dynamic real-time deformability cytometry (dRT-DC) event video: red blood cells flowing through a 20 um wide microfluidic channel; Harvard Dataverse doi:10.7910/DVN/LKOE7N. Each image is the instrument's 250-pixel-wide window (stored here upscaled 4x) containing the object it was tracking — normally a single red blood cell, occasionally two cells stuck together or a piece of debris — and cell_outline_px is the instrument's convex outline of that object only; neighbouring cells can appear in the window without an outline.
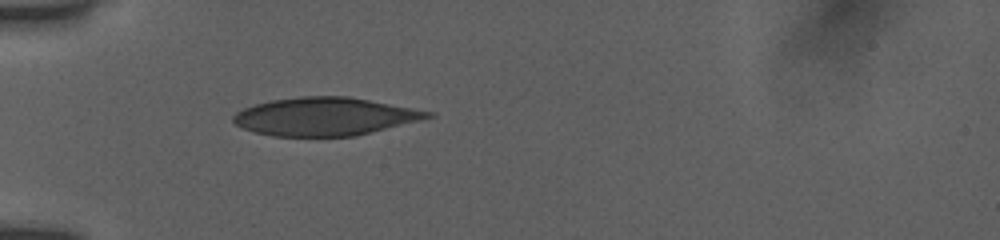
{"species": "human", "species_latin": "Homo sapiens", "temperature_condition": "room temperature", "stored_images_in_passage": 37, "camera_frame_rate_fps": 3000, "um_per_image_px": 0.085, "donor": {"sex": "female"}, "frame": {"image": 1, "passage_image": 1, "time_ms": 0.0, "image_size_px": [1000, 240], "cell_outline_px": [[432, 116], [352, 136], [276, 136], [256, 132], [244, 128], [236, 124], [232, 120], [232, 116], [244, 108], [256, 104], [272, 100], [300, 96], [348, 96], [432, 112]], "centroid_in_image_um": [27.52, 9.89], "position_along_channel_um": 57.5, "area_um2": 42.02}}
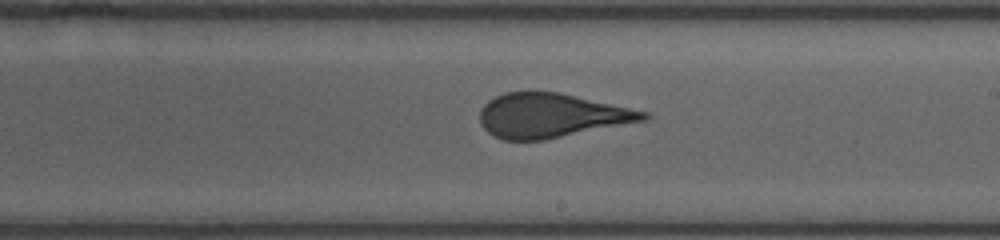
{"frame": {"image": 2, "passage_image": 16, "time_ms": 5.0, "image_size_px": [1000, 240], "cell_outline_px": [[648, 116], [644, 120], [544, 140], [504, 140], [488, 132], [480, 124], [480, 112], [484, 104], [488, 100], [504, 92], [560, 92], [648, 112]], "centroid_in_image_um": [46.81, 9.81], "position_along_channel_um": 242.2, "area_um2": 41.67}}
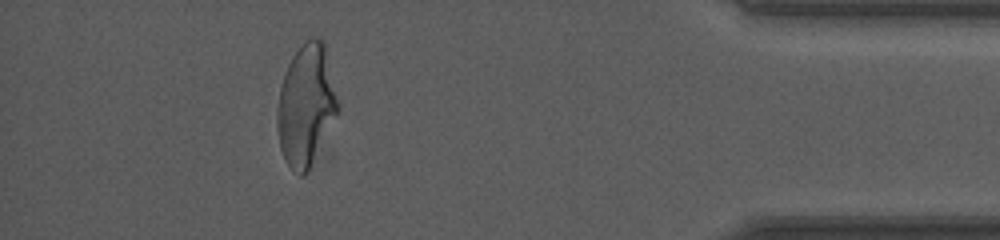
{"frame": {"image": 3, "passage_image": 32, "time_ms": 10.333, "image_size_px": [1000, 240], "cell_outline_px": [[340, 108], [308, 172], [304, 176], [300, 176], [288, 164], [280, 148], [276, 120], [276, 116], [280, 88], [288, 64], [292, 56], [304, 40], [312, 36], [324, 40]], "centroid_in_image_um": [26.02, 8.92], "position_along_channel_um": 409.2, "area_um2": 42.83}, "authors_computed_cell_mechanics": {"area_um2": 42.8298, "velocity_mm_per_s": 3.9133, "shape_relaxation_time_tau1_ms": 6.2608, "shape_relaxation_time_tau2_ms": null, "deformation_change_tau1": 0.1947, "deformation_change_tau2": null}}